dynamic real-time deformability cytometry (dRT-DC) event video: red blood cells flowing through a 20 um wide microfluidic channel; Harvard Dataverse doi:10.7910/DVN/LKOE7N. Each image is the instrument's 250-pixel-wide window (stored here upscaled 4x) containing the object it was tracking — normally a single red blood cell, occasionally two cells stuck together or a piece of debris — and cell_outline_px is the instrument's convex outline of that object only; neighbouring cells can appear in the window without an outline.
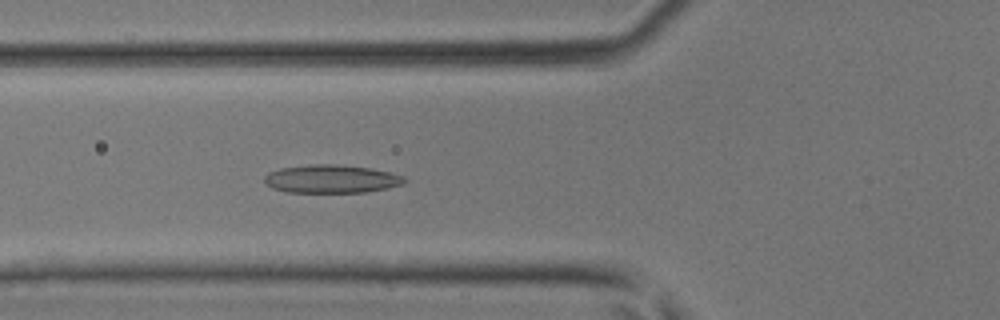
{"species": "common noctule bat (a hibernating species)", "species_latin": "Nyctalus noctula", "temperature_condition": "room temperature", "stored_images_in_passage": 39, "camera_frame_rate_fps": 3000, "um_per_image_px": 0.085, "animal": {"sex": "male", "body_mass_g": 17.9, "forearm_length_mm": 54.2}, "frame": {"image": 1, "passage_image": 16, "time_ms": 5.0, "image_size_px": [1000, 320], "cell_outline_px": [[408, 180], [404, 184], [388, 188], [368, 192], [288, 192], [272, 188], [264, 180], [264, 176], [268, 172], [280, 168], [312, 164], [336, 164], [372, 168], [392, 172], [404, 176]], "centroid_in_image_um": [28.22, 15.2], "position_along_channel_um": 97.6, "area_um2": 23.24}}
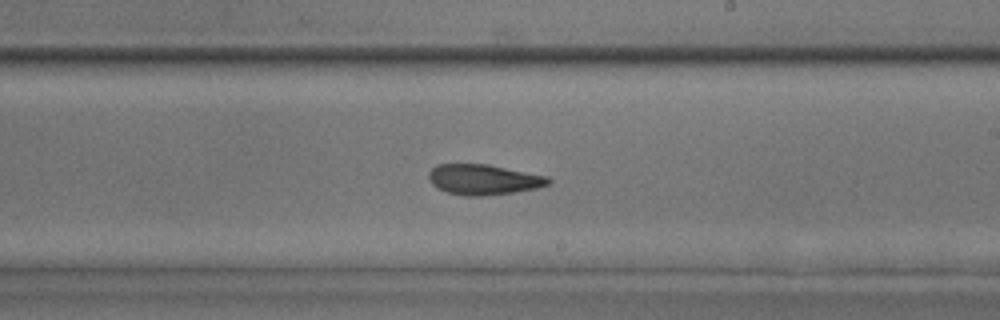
{"frame": {"image": 2, "passage_image": 26, "time_ms": 8.333, "image_size_px": [1000, 320], "cell_outline_px": [[552, 180], [548, 184], [536, 188], [512, 192], [484, 196], [464, 196], [448, 192], [432, 184], [428, 180], [428, 172], [436, 164], [488, 164], [548, 176]], "centroid_in_image_um": [41.08, 15.25], "position_along_channel_um": 247.9, "area_um2": 21.15}}
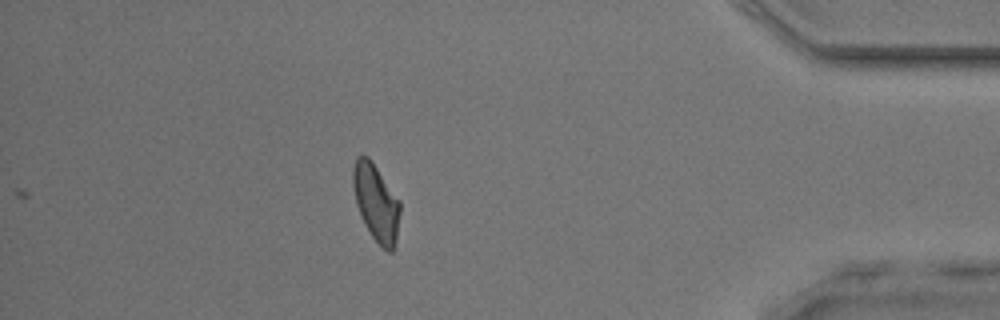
{"frame": {"image": 3, "passage_image": 39, "time_ms": 12.667, "image_size_px": [1000, 320], "cell_outline_px": [[400, 212], [396, 248], [392, 252], [388, 252], [372, 236], [364, 224], [356, 204], [352, 184], [352, 168], [356, 156], [368, 156], [372, 160], [400, 200]], "centroid_in_image_um": [31.97, 17.21], "position_along_channel_um": 403.2, "area_um2": 21.44}}